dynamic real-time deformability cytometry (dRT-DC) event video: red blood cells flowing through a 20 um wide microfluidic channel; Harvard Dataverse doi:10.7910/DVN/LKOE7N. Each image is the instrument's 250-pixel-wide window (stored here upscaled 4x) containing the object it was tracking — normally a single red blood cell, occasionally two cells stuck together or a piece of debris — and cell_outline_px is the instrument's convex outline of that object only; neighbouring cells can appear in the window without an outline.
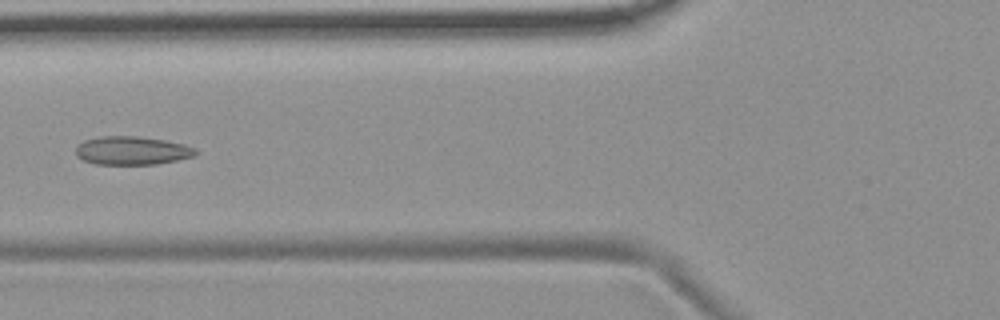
{"species": "common noctule bat (a hibernating species)", "species_latin": "Nyctalus noctula", "temperature_condition": "room temperature", "stored_images_in_passage": 5, "camera_frame_rate_fps": 3000, "um_per_image_px": 0.085, "animal": {"sex": "female", "body_mass_g": 19.9}, "frame": {"image": 1, "passage_image": 5, "time_ms": 4.667, "image_size_px": [1000, 320], "cell_outline_px": [[200, 152], [196, 156], [156, 164], [96, 164], [84, 160], [76, 156], [76, 148], [84, 140], [100, 136], [136, 136], [164, 140], [184, 144], [196, 148]], "centroid_in_image_um": [11.26, 12.8], "position_along_channel_um": 114.5, "area_um2": 19.88}}